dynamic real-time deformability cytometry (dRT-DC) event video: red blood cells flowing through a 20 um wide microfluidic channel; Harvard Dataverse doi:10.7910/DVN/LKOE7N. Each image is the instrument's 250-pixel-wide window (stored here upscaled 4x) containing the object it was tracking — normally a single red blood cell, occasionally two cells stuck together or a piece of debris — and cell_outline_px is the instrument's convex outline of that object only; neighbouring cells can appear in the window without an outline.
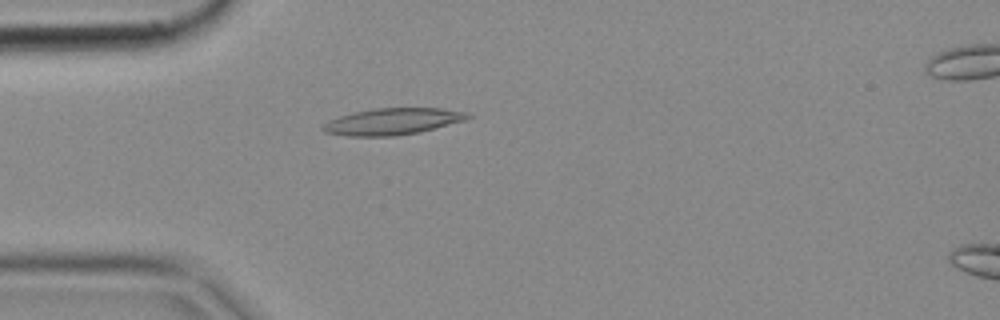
{"species": "common noctule bat (a hibernating species)", "species_latin": "Nyctalus noctula", "temperature_condition": "cold", "stored_images_in_passage": 4, "camera_frame_rate_fps": 3000, "um_per_image_px": 0.085, "animal": {"sex": "female", "body_mass_g": 18.4}, "frame": {"image": 1, "passage_image": 3, "time_ms": 0.667, "image_size_px": [1000, 320], "cell_outline_px": [[472, 116], [464, 120], [420, 132], [392, 136], [348, 136], [324, 132], [320, 128], [328, 120], [352, 112], [376, 108], [440, 108], [468, 112]], "centroid_in_image_um": [33.34, 10.32], "position_along_channel_um": 51.7, "area_um2": 22.37}}